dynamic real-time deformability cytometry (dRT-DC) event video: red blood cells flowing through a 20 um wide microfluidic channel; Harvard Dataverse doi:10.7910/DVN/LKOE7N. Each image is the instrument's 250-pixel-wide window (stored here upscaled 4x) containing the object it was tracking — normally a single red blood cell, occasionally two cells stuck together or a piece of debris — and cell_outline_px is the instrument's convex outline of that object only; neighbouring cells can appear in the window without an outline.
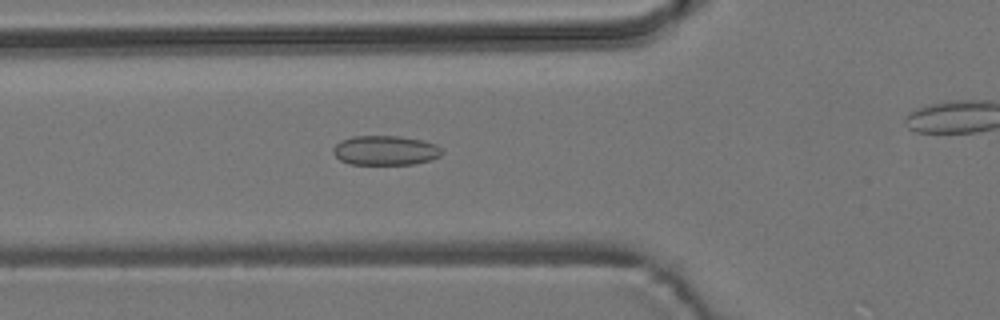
{"species": "common noctule bat (a hibernating species)", "species_latin": "Nyctalus noctula", "temperature_condition": "room temperature", "stored_images_in_passage": 33, "camera_frame_rate_fps": 3000, "um_per_image_px": 0.085, "animal": {"sex": "male", "body_mass_g": 19.2, "forearm_length_mm": 51.8}, "frame": {"image": 1, "passage_image": 8, "time_ms": 2.333, "image_size_px": [1000, 320], "cell_outline_px": [[444, 152], [440, 156], [432, 160], [412, 164], [348, 164], [340, 160], [332, 152], [332, 148], [340, 140], [352, 136], [400, 136], [424, 140], [436, 144]], "centroid_in_image_um": [32.76, 12.78], "position_along_channel_um": 93.0, "area_um2": 18.96}}
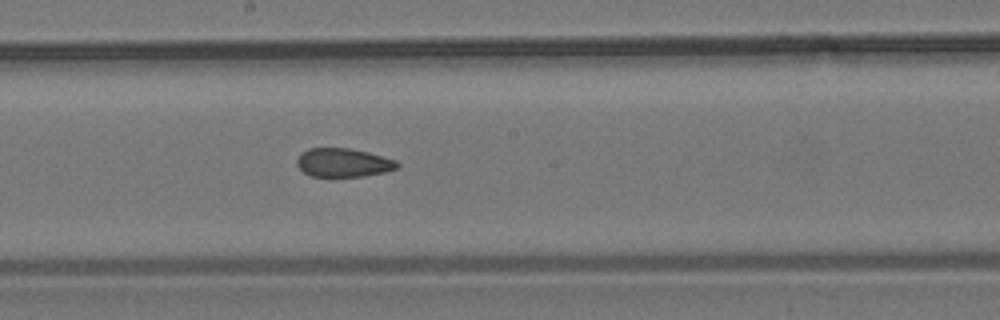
{"frame": {"image": 2, "passage_image": 18, "time_ms": 5.667, "image_size_px": [1000, 320], "cell_outline_px": [[400, 164], [396, 168], [384, 172], [364, 176], [312, 176], [304, 172], [296, 164], [296, 160], [300, 152], [308, 148], [348, 148], [368, 152], [396, 160]], "centroid_in_image_um": [29.15, 13.81], "position_along_channel_um": 219.0, "area_um2": 16.7}}
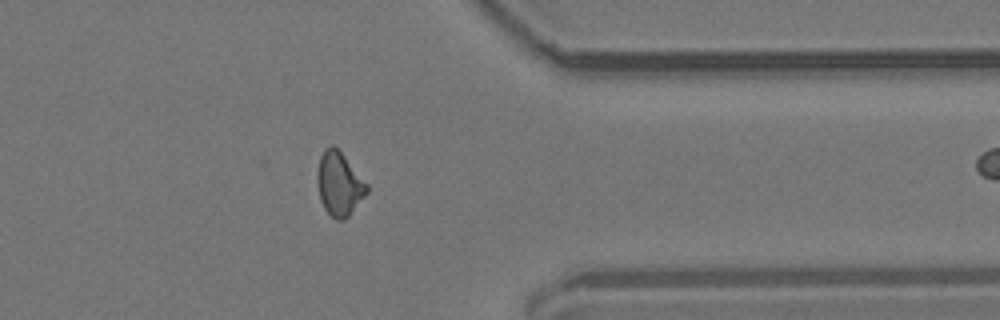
{"frame": {"image": 3, "passage_image": 32, "time_ms": 10.333, "image_size_px": [1000, 320], "cell_outline_px": [[368, 192], [348, 216], [344, 220], [336, 220], [324, 208], [320, 200], [316, 180], [316, 176], [320, 156], [324, 148], [332, 144], [344, 156], [368, 184]], "centroid_in_image_um": [28.81, 15.63], "position_along_channel_um": 382.6, "area_um2": 18.32}}